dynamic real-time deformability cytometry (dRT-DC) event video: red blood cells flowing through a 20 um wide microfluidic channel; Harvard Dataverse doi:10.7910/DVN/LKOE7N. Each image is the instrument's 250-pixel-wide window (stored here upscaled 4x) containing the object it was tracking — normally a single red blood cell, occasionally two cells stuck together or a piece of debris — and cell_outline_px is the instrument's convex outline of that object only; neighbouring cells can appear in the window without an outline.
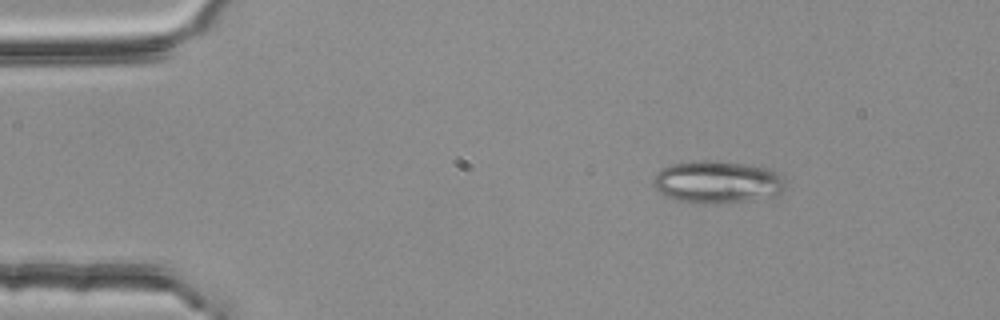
{"species": "common noctule bat (a hibernating species)", "species_latin": "Nyctalus noctula", "temperature_condition": "room temperature", "stored_images_in_passage": 3, "camera_frame_rate_fps": 3000, "um_per_image_px": 0.085, "animal": {"sex": "female", "body_mass_g": 25.1}, "frame": {"image": 1, "passage_image": 1, "time_ms": 0.0, "image_size_px": [1000, 320], "cell_outline_px": [[784, 192], [748, 200], [716, 204], [704, 204], [680, 200], [664, 196], [652, 184], [652, 176], [656, 172], [668, 164], [692, 160], [716, 160], [752, 164], [772, 168], [784, 180]], "centroid_in_image_um": [60.92, 15.43], "position_along_channel_um": 24.1, "area_um2": 33.12}}